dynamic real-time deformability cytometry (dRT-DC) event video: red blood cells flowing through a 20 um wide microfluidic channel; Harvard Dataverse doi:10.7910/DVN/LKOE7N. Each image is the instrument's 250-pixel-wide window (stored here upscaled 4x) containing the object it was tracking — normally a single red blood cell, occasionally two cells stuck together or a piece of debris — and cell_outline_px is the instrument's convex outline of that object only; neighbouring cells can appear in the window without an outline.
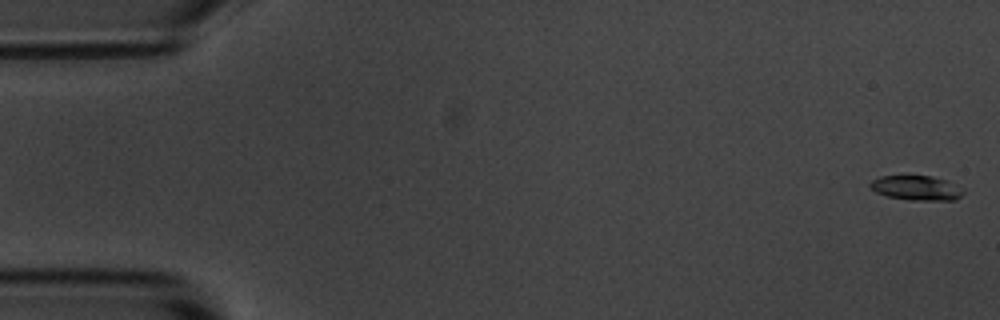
{"species": "common noctule bat (a hibernating species)", "species_latin": "Nyctalus noctula", "temperature_condition": "room temperature", "stored_images_in_passage": 13, "camera_frame_rate_fps": 3000, "um_per_image_px": 0.085, "animal": {"sex": "male", "body_mass_g": 20.1, "forearm_length_mm": 53.5}, "frame": {"image": 1, "passage_image": 1, "time_ms": 0.0, "image_size_px": [1000, 320], "cell_outline_px": [[964, 192], [956, 200], [912, 200], [888, 196], [876, 192], [868, 184], [872, 180], [880, 176], [932, 176], [944, 180], [964, 188]], "centroid_in_image_um": [77.91, 15.97], "position_along_channel_um": 7.1, "area_um2": 13.24}}